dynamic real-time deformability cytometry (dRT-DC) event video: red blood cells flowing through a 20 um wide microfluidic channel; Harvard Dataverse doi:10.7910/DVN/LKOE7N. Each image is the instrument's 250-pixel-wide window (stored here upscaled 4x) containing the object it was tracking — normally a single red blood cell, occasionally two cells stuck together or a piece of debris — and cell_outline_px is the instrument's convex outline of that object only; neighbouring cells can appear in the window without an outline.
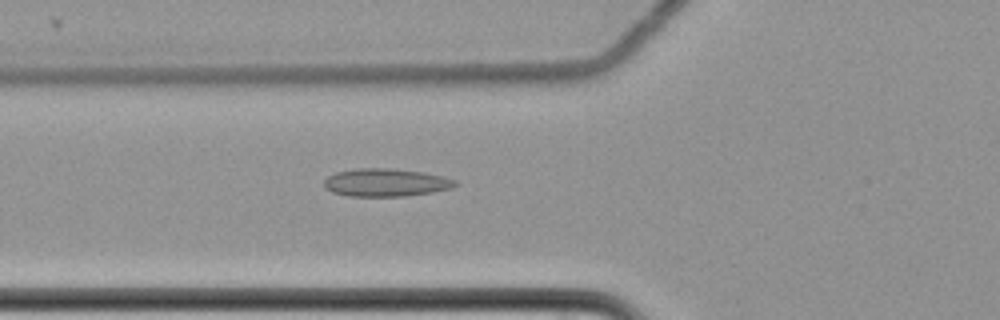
{"species": "common noctule bat (a hibernating species)", "species_latin": "Nyctalus noctula", "temperature_condition": "cold", "stored_images_in_passage": 61, "camera_frame_rate_fps": 3000, "um_per_image_px": 0.085, "animal": {"sex": "female", "body_mass_g": 22.7, "forearm_length_mm": 54.2}, "frame": {"image": 1, "passage_image": 24, "time_ms": 7.667, "image_size_px": [1000, 320], "cell_outline_px": [[460, 184], [452, 188], [432, 192], [404, 196], [348, 196], [332, 192], [324, 188], [324, 180], [328, 176], [336, 172], [356, 168], [392, 168], [424, 172], [444, 176], [456, 180]], "centroid_in_image_um": [32.81, 15.51], "position_along_channel_um": 93.0, "area_um2": 21.56}}
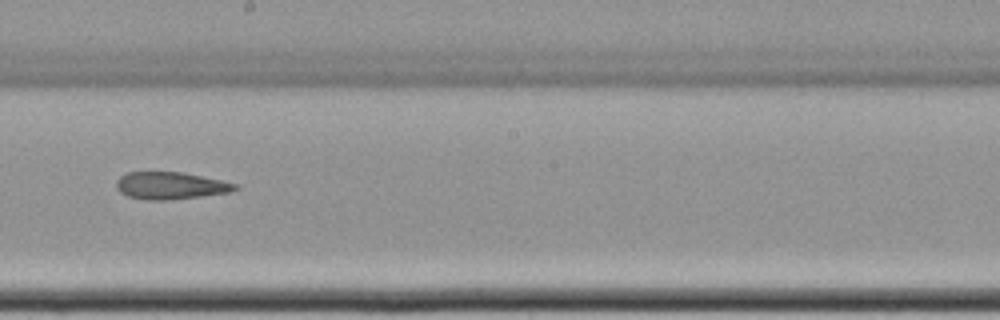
{"frame": {"image": 2, "passage_image": 36, "time_ms": 11.667, "image_size_px": [1000, 320], "cell_outline_px": [[240, 188], [232, 192], [168, 200], [148, 200], [128, 196], [120, 192], [116, 188], [116, 180], [120, 176], [128, 172], [180, 172], [240, 184]], "centroid_in_image_um": [14.51, 15.78], "position_along_channel_um": 233.7, "area_um2": 18.84}}
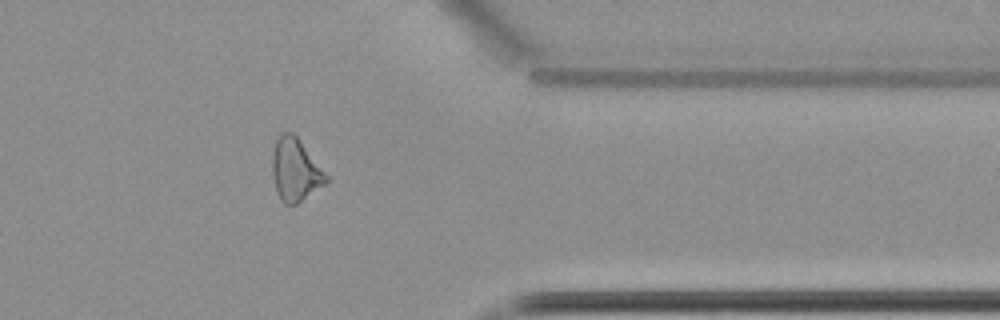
{"frame": {"image": 3, "passage_image": 50, "time_ms": 16.333, "image_size_px": [1000, 320], "cell_outline_px": [[332, 176], [324, 184], [296, 204], [284, 204], [280, 200], [276, 192], [272, 172], [272, 156], [276, 140], [280, 132], [292, 132], [296, 136]], "centroid_in_image_um": [25.13, 14.42], "position_along_channel_um": 386.3, "area_um2": 20.0}}